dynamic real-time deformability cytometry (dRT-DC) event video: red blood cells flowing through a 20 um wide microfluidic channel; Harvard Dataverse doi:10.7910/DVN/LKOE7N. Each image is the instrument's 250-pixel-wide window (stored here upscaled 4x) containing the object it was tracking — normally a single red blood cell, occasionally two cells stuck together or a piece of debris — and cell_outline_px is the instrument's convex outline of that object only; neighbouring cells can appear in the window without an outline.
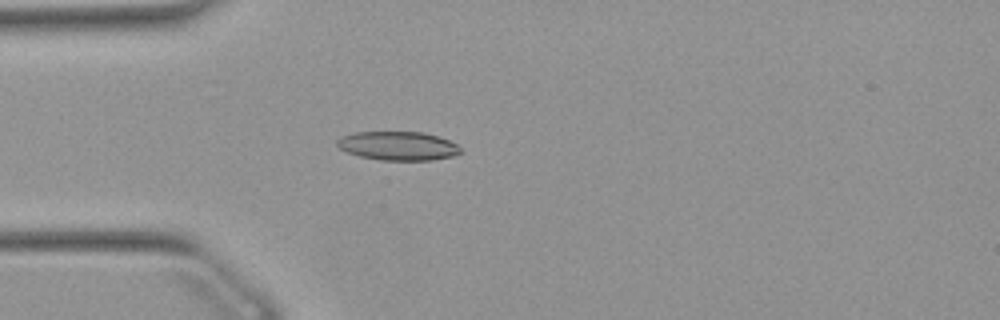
{"species": "Egyptian fruit bat (a non-hibernating species)", "species_latin": "Rousettus aegyptiacus", "temperature_condition": "warm", "stored_images_in_passage": 37, "camera_frame_rate_fps": 3000, "um_per_image_px": 0.085, "animal": {"sex": "female"}, "frame": {"image": 1, "passage_image": 13, "time_ms": 4.0, "image_size_px": [1000, 320], "cell_outline_px": [[464, 152], [452, 156], [432, 160], [380, 160], [360, 156], [348, 152], [340, 148], [336, 144], [336, 140], [340, 136], [356, 132], [424, 132], [440, 136], [456, 144]], "centroid_in_image_um": [33.84, 12.39], "position_along_channel_um": 51.2, "area_um2": 20.81}}
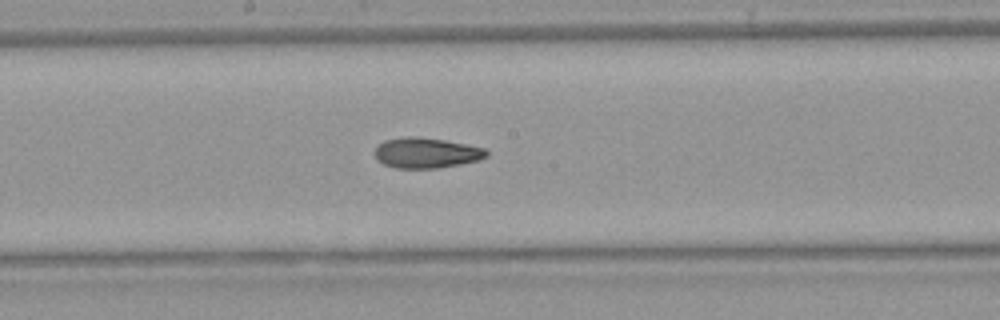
{"frame": {"image": 2, "passage_image": 26, "time_ms": 8.333, "image_size_px": [1000, 320], "cell_outline_px": [[488, 156], [480, 160], [460, 164], [436, 168], [396, 168], [384, 164], [376, 160], [376, 148], [384, 140], [404, 136], [416, 136], [444, 140], [484, 148], [488, 152]], "centroid_in_image_um": [36.23, 12.99], "position_along_channel_um": 212.0, "area_um2": 19.71}}
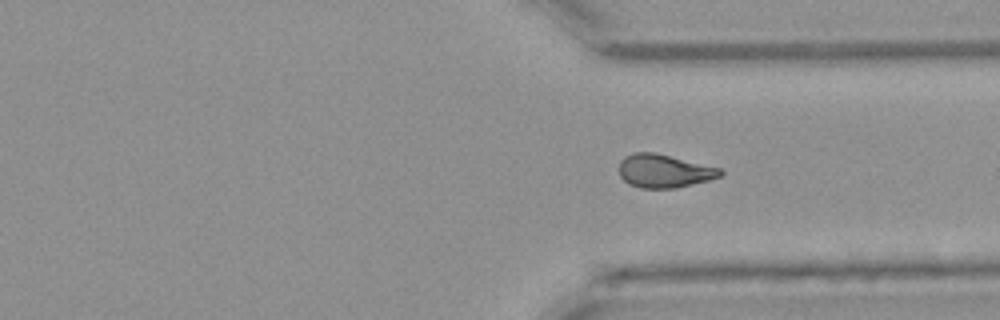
{"frame": {"image": 3, "passage_image": 37, "time_ms": 12.0, "image_size_px": [1000, 320], "cell_outline_px": [[724, 172], [720, 176], [708, 180], [676, 188], [640, 188], [628, 184], [620, 176], [620, 160], [624, 156], [632, 152], [656, 152], [720, 168]], "centroid_in_image_um": [56.42, 14.52], "position_along_channel_um": 355.0, "area_um2": 19.71}}